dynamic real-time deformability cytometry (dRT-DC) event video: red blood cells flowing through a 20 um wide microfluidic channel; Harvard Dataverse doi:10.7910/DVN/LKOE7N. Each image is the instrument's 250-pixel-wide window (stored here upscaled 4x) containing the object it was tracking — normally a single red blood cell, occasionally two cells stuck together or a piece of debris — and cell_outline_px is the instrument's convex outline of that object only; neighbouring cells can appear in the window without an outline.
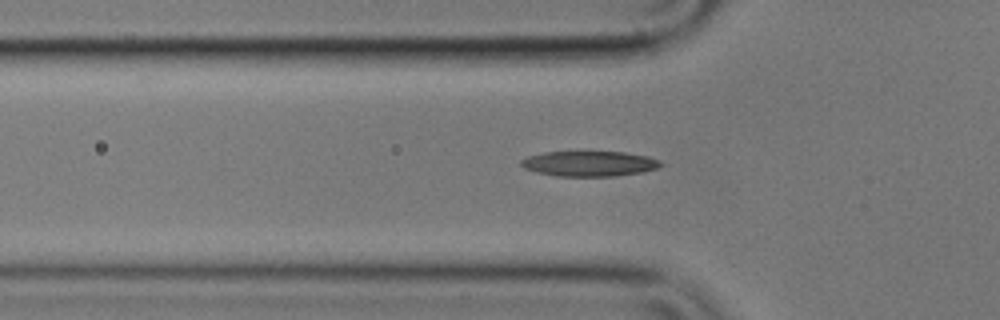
{"species": "common noctule bat (a hibernating species)", "species_latin": "Nyctalus noctula", "temperature_condition": "cold", "stored_images_in_passage": 51, "camera_frame_rate_fps": 3000, "um_per_image_px": 0.085, "animal": {"sex": "male", "body_mass_g": 17.9}, "frame": {"image": 1, "passage_image": 17, "time_ms": 5.333, "image_size_px": [1000, 320], "cell_outline_px": [[664, 164], [656, 168], [644, 172], [616, 176], [556, 176], [536, 172], [524, 168], [520, 164], [520, 160], [528, 156], [544, 152], [624, 152], [648, 156], [660, 160]], "centroid_in_image_um": [50.1, 13.91], "position_along_channel_um": 75.7, "area_um2": 20.63}}
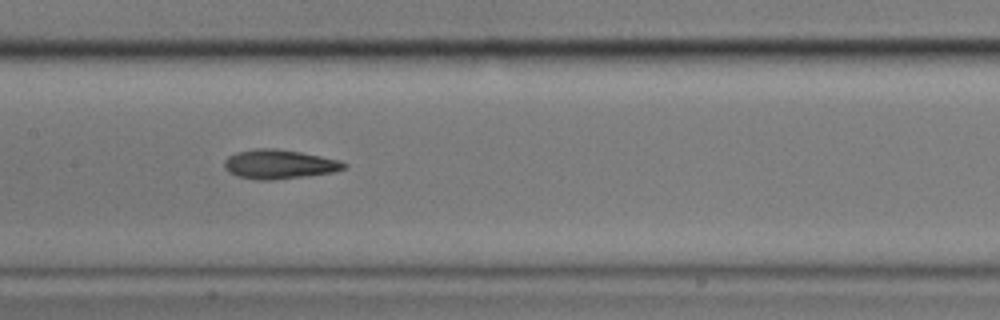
{"frame": {"image": 2, "passage_image": 26, "time_ms": 8.333, "image_size_px": [1000, 320], "cell_outline_px": [[348, 164], [344, 168], [332, 172], [308, 176], [272, 180], [260, 180], [236, 176], [228, 172], [224, 168], [224, 160], [228, 156], [236, 152], [256, 148], [276, 148], [300, 152], [340, 160]], "centroid_in_image_um": [23.7, 13.96], "position_along_channel_um": 183.7, "area_um2": 20.46}}
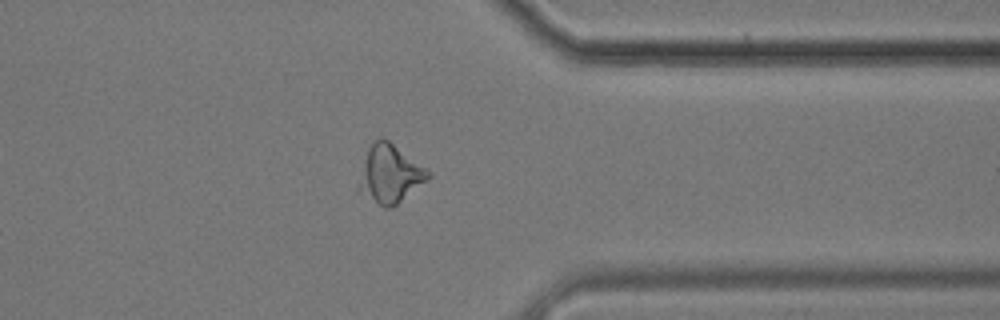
{"frame": {"image": 3, "passage_image": 43, "time_ms": 14.0, "image_size_px": [1000, 320], "cell_outline_px": [[432, 176], [428, 180], [392, 208], [384, 208], [356, 188], [356, 184], [368, 148], [380, 136], [384, 136], [424, 168]], "centroid_in_image_um": [33.11, 14.79], "position_along_channel_um": 378.3, "area_um2": 23.18}, "authors_computed_cell_mechanics": {"area_um2": 19.8832, "velocity_mm_per_s": 3.5649, "shape_relaxation_time_tau1_ms": 5.7635, "shape_relaxation_time_tau2_ms": 4.5499, "deformation_change_tau1": 0.1647, "deformation_change_tau2": 0.1332}}